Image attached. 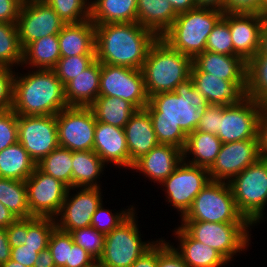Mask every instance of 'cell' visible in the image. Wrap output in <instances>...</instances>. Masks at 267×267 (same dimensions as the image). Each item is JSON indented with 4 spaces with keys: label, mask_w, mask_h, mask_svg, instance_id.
<instances>
[{
    "label": "cell",
    "mask_w": 267,
    "mask_h": 267,
    "mask_svg": "<svg viewBox=\"0 0 267 267\" xmlns=\"http://www.w3.org/2000/svg\"><path fill=\"white\" fill-rule=\"evenodd\" d=\"M133 212L124 222L106 234L104 251L97 264L100 267H131L156 241L141 240Z\"/></svg>",
    "instance_id": "9c48e42d"
},
{
    "label": "cell",
    "mask_w": 267,
    "mask_h": 267,
    "mask_svg": "<svg viewBox=\"0 0 267 267\" xmlns=\"http://www.w3.org/2000/svg\"><path fill=\"white\" fill-rule=\"evenodd\" d=\"M101 63L95 60L87 69L68 82L65 99L68 107H90L99 96Z\"/></svg>",
    "instance_id": "484cf974"
},
{
    "label": "cell",
    "mask_w": 267,
    "mask_h": 267,
    "mask_svg": "<svg viewBox=\"0 0 267 267\" xmlns=\"http://www.w3.org/2000/svg\"><path fill=\"white\" fill-rule=\"evenodd\" d=\"M35 167L36 162L19 142L0 151V177L25 181Z\"/></svg>",
    "instance_id": "1f68e13d"
},
{
    "label": "cell",
    "mask_w": 267,
    "mask_h": 267,
    "mask_svg": "<svg viewBox=\"0 0 267 267\" xmlns=\"http://www.w3.org/2000/svg\"><path fill=\"white\" fill-rule=\"evenodd\" d=\"M18 142V115L13 109L0 111V151Z\"/></svg>",
    "instance_id": "bcb514c9"
},
{
    "label": "cell",
    "mask_w": 267,
    "mask_h": 267,
    "mask_svg": "<svg viewBox=\"0 0 267 267\" xmlns=\"http://www.w3.org/2000/svg\"><path fill=\"white\" fill-rule=\"evenodd\" d=\"M11 249L6 228H0V266L11 258Z\"/></svg>",
    "instance_id": "680465c9"
},
{
    "label": "cell",
    "mask_w": 267,
    "mask_h": 267,
    "mask_svg": "<svg viewBox=\"0 0 267 267\" xmlns=\"http://www.w3.org/2000/svg\"><path fill=\"white\" fill-rule=\"evenodd\" d=\"M30 217L57 219L68 187L37 166L25 180Z\"/></svg>",
    "instance_id": "8fae6325"
},
{
    "label": "cell",
    "mask_w": 267,
    "mask_h": 267,
    "mask_svg": "<svg viewBox=\"0 0 267 267\" xmlns=\"http://www.w3.org/2000/svg\"><path fill=\"white\" fill-rule=\"evenodd\" d=\"M24 0H0V22L17 24Z\"/></svg>",
    "instance_id": "db71d44e"
},
{
    "label": "cell",
    "mask_w": 267,
    "mask_h": 267,
    "mask_svg": "<svg viewBox=\"0 0 267 267\" xmlns=\"http://www.w3.org/2000/svg\"><path fill=\"white\" fill-rule=\"evenodd\" d=\"M8 242L11 247L23 245L24 241V218H17L6 228Z\"/></svg>",
    "instance_id": "9f6ffc18"
},
{
    "label": "cell",
    "mask_w": 267,
    "mask_h": 267,
    "mask_svg": "<svg viewBox=\"0 0 267 267\" xmlns=\"http://www.w3.org/2000/svg\"><path fill=\"white\" fill-rule=\"evenodd\" d=\"M238 211L252 225L260 222L267 204V158L260 157L230 182Z\"/></svg>",
    "instance_id": "52a82bcc"
},
{
    "label": "cell",
    "mask_w": 267,
    "mask_h": 267,
    "mask_svg": "<svg viewBox=\"0 0 267 267\" xmlns=\"http://www.w3.org/2000/svg\"><path fill=\"white\" fill-rule=\"evenodd\" d=\"M258 149L262 158H267V106H265L258 119Z\"/></svg>",
    "instance_id": "11a10c76"
},
{
    "label": "cell",
    "mask_w": 267,
    "mask_h": 267,
    "mask_svg": "<svg viewBox=\"0 0 267 267\" xmlns=\"http://www.w3.org/2000/svg\"><path fill=\"white\" fill-rule=\"evenodd\" d=\"M70 234L73 243L85 249L98 262L104 251L106 235L92 226L74 230Z\"/></svg>",
    "instance_id": "b9f144b4"
},
{
    "label": "cell",
    "mask_w": 267,
    "mask_h": 267,
    "mask_svg": "<svg viewBox=\"0 0 267 267\" xmlns=\"http://www.w3.org/2000/svg\"><path fill=\"white\" fill-rule=\"evenodd\" d=\"M77 194L69 196L68 188L62 204L59 219H55L56 227L67 233L91 226L92 215L102 201L100 187H81ZM72 197V198H71Z\"/></svg>",
    "instance_id": "ac0fdd59"
},
{
    "label": "cell",
    "mask_w": 267,
    "mask_h": 267,
    "mask_svg": "<svg viewBox=\"0 0 267 267\" xmlns=\"http://www.w3.org/2000/svg\"><path fill=\"white\" fill-rule=\"evenodd\" d=\"M95 151L102 161L130 168V156L126 144L124 128L96 121L94 133Z\"/></svg>",
    "instance_id": "44dd1931"
},
{
    "label": "cell",
    "mask_w": 267,
    "mask_h": 267,
    "mask_svg": "<svg viewBox=\"0 0 267 267\" xmlns=\"http://www.w3.org/2000/svg\"><path fill=\"white\" fill-rule=\"evenodd\" d=\"M58 41L61 57L95 55V24L90 19L65 24Z\"/></svg>",
    "instance_id": "d4e9b609"
},
{
    "label": "cell",
    "mask_w": 267,
    "mask_h": 267,
    "mask_svg": "<svg viewBox=\"0 0 267 267\" xmlns=\"http://www.w3.org/2000/svg\"><path fill=\"white\" fill-rule=\"evenodd\" d=\"M22 58L17 24L0 22V65L12 68L21 64Z\"/></svg>",
    "instance_id": "74e56055"
},
{
    "label": "cell",
    "mask_w": 267,
    "mask_h": 267,
    "mask_svg": "<svg viewBox=\"0 0 267 267\" xmlns=\"http://www.w3.org/2000/svg\"><path fill=\"white\" fill-rule=\"evenodd\" d=\"M126 144L133 164L160 143L157 140L149 113L145 109L136 110L124 127Z\"/></svg>",
    "instance_id": "603a6c76"
},
{
    "label": "cell",
    "mask_w": 267,
    "mask_h": 267,
    "mask_svg": "<svg viewBox=\"0 0 267 267\" xmlns=\"http://www.w3.org/2000/svg\"><path fill=\"white\" fill-rule=\"evenodd\" d=\"M208 105L189 78L180 83L175 91L150 96L144 109L150 115L158 142L183 150L187 135L196 130Z\"/></svg>",
    "instance_id": "6da1fadb"
},
{
    "label": "cell",
    "mask_w": 267,
    "mask_h": 267,
    "mask_svg": "<svg viewBox=\"0 0 267 267\" xmlns=\"http://www.w3.org/2000/svg\"><path fill=\"white\" fill-rule=\"evenodd\" d=\"M182 221L250 223L238 211L228 182L211 180L196 195Z\"/></svg>",
    "instance_id": "8992f818"
},
{
    "label": "cell",
    "mask_w": 267,
    "mask_h": 267,
    "mask_svg": "<svg viewBox=\"0 0 267 267\" xmlns=\"http://www.w3.org/2000/svg\"><path fill=\"white\" fill-rule=\"evenodd\" d=\"M73 239L70 233L63 232L57 227L50 235L48 249L52 254L56 267H64L68 261L69 246H72Z\"/></svg>",
    "instance_id": "f6af8a7d"
},
{
    "label": "cell",
    "mask_w": 267,
    "mask_h": 267,
    "mask_svg": "<svg viewBox=\"0 0 267 267\" xmlns=\"http://www.w3.org/2000/svg\"><path fill=\"white\" fill-rule=\"evenodd\" d=\"M158 36L138 22L95 24V56L102 64L141 69Z\"/></svg>",
    "instance_id": "7a4b0ae2"
},
{
    "label": "cell",
    "mask_w": 267,
    "mask_h": 267,
    "mask_svg": "<svg viewBox=\"0 0 267 267\" xmlns=\"http://www.w3.org/2000/svg\"><path fill=\"white\" fill-rule=\"evenodd\" d=\"M94 24L137 22V0L90 1V18Z\"/></svg>",
    "instance_id": "f546056e"
},
{
    "label": "cell",
    "mask_w": 267,
    "mask_h": 267,
    "mask_svg": "<svg viewBox=\"0 0 267 267\" xmlns=\"http://www.w3.org/2000/svg\"><path fill=\"white\" fill-rule=\"evenodd\" d=\"M96 60L95 55H78L61 57L52 69L65 86L73 78L82 73Z\"/></svg>",
    "instance_id": "60d3db41"
},
{
    "label": "cell",
    "mask_w": 267,
    "mask_h": 267,
    "mask_svg": "<svg viewBox=\"0 0 267 267\" xmlns=\"http://www.w3.org/2000/svg\"><path fill=\"white\" fill-rule=\"evenodd\" d=\"M18 142L37 164L59 146L56 115L18 116Z\"/></svg>",
    "instance_id": "2e32d148"
},
{
    "label": "cell",
    "mask_w": 267,
    "mask_h": 267,
    "mask_svg": "<svg viewBox=\"0 0 267 267\" xmlns=\"http://www.w3.org/2000/svg\"><path fill=\"white\" fill-rule=\"evenodd\" d=\"M66 23L41 0H24L17 20L19 40L24 49L29 43L58 35Z\"/></svg>",
    "instance_id": "9a60e30c"
},
{
    "label": "cell",
    "mask_w": 267,
    "mask_h": 267,
    "mask_svg": "<svg viewBox=\"0 0 267 267\" xmlns=\"http://www.w3.org/2000/svg\"><path fill=\"white\" fill-rule=\"evenodd\" d=\"M0 202L17 218L30 217L25 181L0 177Z\"/></svg>",
    "instance_id": "d590c367"
},
{
    "label": "cell",
    "mask_w": 267,
    "mask_h": 267,
    "mask_svg": "<svg viewBox=\"0 0 267 267\" xmlns=\"http://www.w3.org/2000/svg\"><path fill=\"white\" fill-rule=\"evenodd\" d=\"M157 267H188L173 245L157 240Z\"/></svg>",
    "instance_id": "c3c4849f"
},
{
    "label": "cell",
    "mask_w": 267,
    "mask_h": 267,
    "mask_svg": "<svg viewBox=\"0 0 267 267\" xmlns=\"http://www.w3.org/2000/svg\"><path fill=\"white\" fill-rule=\"evenodd\" d=\"M197 7L218 9L224 12V0H195Z\"/></svg>",
    "instance_id": "be15d7a7"
},
{
    "label": "cell",
    "mask_w": 267,
    "mask_h": 267,
    "mask_svg": "<svg viewBox=\"0 0 267 267\" xmlns=\"http://www.w3.org/2000/svg\"><path fill=\"white\" fill-rule=\"evenodd\" d=\"M246 95L267 106V54L260 51L246 62Z\"/></svg>",
    "instance_id": "e575fe53"
},
{
    "label": "cell",
    "mask_w": 267,
    "mask_h": 267,
    "mask_svg": "<svg viewBox=\"0 0 267 267\" xmlns=\"http://www.w3.org/2000/svg\"><path fill=\"white\" fill-rule=\"evenodd\" d=\"M96 121L124 128L136 108L128 101L111 96H98L90 106Z\"/></svg>",
    "instance_id": "836d02e7"
},
{
    "label": "cell",
    "mask_w": 267,
    "mask_h": 267,
    "mask_svg": "<svg viewBox=\"0 0 267 267\" xmlns=\"http://www.w3.org/2000/svg\"><path fill=\"white\" fill-rule=\"evenodd\" d=\"M223 105L209 104L204 110L196 130L216 135L219 132V109Z\"/></svg>",
    "instance_id": "681fc988"
},
{
    "label": "cell",
    "mask_w": 267,
    "mask_h": 267,
    "mask_svg": "<svg viewBox=\"0 0 267 267\" xmlns=\"http://www.w3.org/2000/svg\"><path fill=\"white\" fill-rule=\"evenodd\" d=\"M182 160V149L171 144H159L138 159L132 169L144 173L146 177L154 180V183L155 181L162 183Z\"/></svg>",
    "instance_id": "7402d4cb"
},
{
    "label": "cell",
    "mask_w": 267,
    "mask_h": 267,
    "mask_svg": "<svg viewBox=\"0 0 267 267\" xmlns=\"http://www.w3.org/2000/svg\"><path fill=\"white\" fill-rule=\"evenodd\" d=\"M229 25L233 42V56L245 62L259 52L260 32L264 18L258 14L224 13L222 17Z\"/></svg>",
    "instance_id": "d6986e66"
},
{
    "label": "cell",
    "mask_w": 267,
    "mask_h": 267,
    "mask_svg": "<svg viewBox=\"0 0 267 267\" xmlns=\"http://www.w3.org/2000/svg\"><path fill=\"white\" fill-rule=\"evenodd\" d=\"M259 51L267 54V18H264L260 32V48Z\"/></svg>",
    "instance_id": "e7e4bbea"
},
{
    "label": "cell",
    "mask_w": 267,
    "mask_h": 267,
    "mask_svg": "<svg viewBox=\"0 0 267 267\" xmlns=\"http://www.w3.org/2000/svg\"><path fill=\"white\" fill-rule=\"evenodd\" d=\"M177 15L168 0H137V22L158 37L173 24Z\"/></svg>",
    "instance_id": "83f0119b"
},
{
    "label": "cell",
    "mask_w": 267,
    "mask_h": 267,
    "mask_svg": "<svg viewBox=\"0 0 267 267\" xmlns=\"http://www.w3.org/2000/svg\"><path fill=\"white\" fill-rule=\"evenodd\" d=\"M56 119L59 146L71 151L93 150L96 118L90 107H67Z\"/></svg>",
    "instance_id": "7c38bea8"
},
{
    "label": "cell",
    "mask_w": 267,
    "mask_h": 267,
    "mask_svg": "<svg viewBox=\"0 0 267 267\" xmlns=\"http://www.w3.org/2000/svg\"><path fill=\"white\" fill-rule=\"evenodd\" d=\"M102 202L97 207L96 212L92 215L91 226L97 229L103 234H109L113 229L118 227L122 222H124L134 211V207L128 208L125 211L117 212L112 214L107 209H104Z\"/></svg>",
    "instance_id": "ee69618b"
},
{
    "label": "cell",
    "mask_w": 267,
    "mask_h": 267,
    "mask_svg": "<svg viewBox=\"0 0 267 267\" xmlns=\"http://www.w3.org/2000/svg\"><path fill=\"white\" fill-rule=\"evenodd\" d=\"M196 90L208 104L229 106L247 98L246 82H230L201 72L193 63L190 71Z\"/></svg>",
    "instance_id": "ffe728a7"
},
{
    "label": "cell",
    "mask_w": 267,
    "mask_h": 267,
    "mask_svg": "<svg viewBox=\"0 0 267 267\" xmlns=\"http://www.w3.org/2000/svg\"><path fill=\"white\" fill-rule=\"evenodd\" d=\"M211 181L206 168L182 162L161 184L166 187L167 201L181 212V218L190 209L196 195Z\"/></svg>",
    "instance_id": "5bb4252c"
},
{
    "label": "cell",
    "mask_w": 267,
    "mask_h": 267,
    "mask_svg": "<svg viewBox=\"0 0 267 267\" xmlns=\"http://www.w3.org/2000/svg\"><path fill=\"white\" fill-rule=\"evenodd\" d=\"M181 227L196 241L218 251L228 262L249 246L251 223L182 221ZM249 227V228H248Z\"/></svg>",
    "instance_id": "ba28073f"
},
{
    "label": "cell",
    "mask_w": 267,
    "mask_h": 267,
    "mask_svg": "<svg viewBox=\"0 0 267 267\" xmlns=\"http://www.w3.org/2000/svg\"><path fill=\"white\" fill-rule=\"evenodd\" d=\"M61 58L58 35H50L29 43L23 49L22 65L52 70Z\"/></svg>",
    "instance_id": "d6a6232c"
},
{
    "label": "cell",
    "mask_w": 267,
    "mask_h": 267,
    "mask_svg": "<svg viewBox=\"0 0 267 267\" xmlns=\"http://www.w3.org/2000/svg\"><path fill=\"white\" fill-rule=\"evenodd\" d=\"M15 75L13 111L18 116L57 115L68 107L65 88L53 70Z\"/></svg>",
    "instance_id": "3957f363"
},
{
    "label": "cell",
    "mask_w": 267,
    "mask_h": 267,
    "mask_svg": "<svg viewBox=\"0 0 267 267\" xmlns=\"http://www.w3.org/2000/svg\"><path fill=\"white\" fill-rule=\"evenodd\" d=\"M51 6L66 23H80L90 18V2L88 0H41Z\"/></svg>",
    "instance_id": "ab89813d"
},
{
    "label": "cell",
    "mask_w": 267,
    "mask_h": 267,
    "mask_svg": "<svg viewBox=\"0 0 267 267\" xmlns=\"http://www.w3.org/2000/svg\"><path fill=\"white\" fill-rule=\"evenodd\" d=\"M205 51L233 56V42L228 23L221 18L208 36Z\"/></svg>",
    "instance_id": "7bdbcfd3"
},
{
    "label": "cell",
    "mask_w": 267,
    "mask_h": 267,
    "mask_svg": "<svg viewBox=\"0 0 267 267\" xmlns=\"http://www.w3.org/2000/svg\"><path fill=\"white\" fill-rule=\"evenodd\" d=\"M105 163L93 150L72 151V188L101 187L97 179L102 173Z\"/></svg>",
    "instance_id": "4dcf8cb0"
},
{
    "label": "cell",
    "mask_w": 267,
    "mask_h": 267,
    "mask_svg": "<svg viewBox=\"0 0 267 267\" xmlns=\"http://www.w3.org/2000/svg\"><path fill=\"white\" fill-rule=\"evenodd\" d=\"M260 157L258 139L222 143L216 161L208 170L210 179L229 183L237 174L254 164Z\"/></svg>",
    "instance_id": "e0dca14e"
},
{
    "label": "cell",
    "mask_w": 267,
    "mask_h": 267,
    "mask_svg": "<svg viewBox=\"0 0 267 267\" xmlns=\"http://www.w3.org/2000/svg\"><path fill=\"white\" fill-rule=\"evenodd\" d=\"M174 231L180 241L179 248L174 249L188 267H221L228 264L218 251L193 239L181 226Z\"/></svg>",
    "instance_id": "4316f807"
},
{
    "label": "cell",
    "mask_w": 267,
    "mask_h": 267,
    "mask_svg": "<svg viewBox=\"0 0 267 267\" xmlns=\"http://www.w3.org/2000/svg\"><path fill=\"white\" fill-rule=\"evenodd\" d=\"M131 267H157V240Z\"/></svg>",
    "instance_id": "6f0895ef"
},
{
    "label": "cell",
    "mask_w": 267,
    "mask_h": 267,
    "mask_svg": "<svg viewBox=\"0 0 267 267\" xmlns=\"http://www.w3.org/2000/svg\"><path fill=\"white\" fill-rule=\"evenodd\" d=\"M11 248L10 259L19 262L26 267H33L36 259L38 258L39 252L46 249L26 247L25 244Z\"/></svg>",
    "instance_id": "816d5d0a"
},
{
    "label": "cell",
    "mask_w": 267,
    "mask_h": 267,
    "mask_svg": "<svg viewBox=\"0 0 267 267\" xmlns=\"http://www.w3.org/2000/svg\"><path fill=\"white\" fill-rule=\"evenodd\" d=\"M223 14L221 10L204 7L180 13L160 38L193 60L205 51L208 36Z\"/></svg>",
    "instance_id": "5b68a950"
},
{
    "label": "cell",
    "mask_w": 267,
    "mask_h": 267,
    "mask_svg": "<svg viewBox=\"0 0 267 267\" xmlns=\"http://www.w3.org/2000/svg\"><path fill=\"white\" fill-rule=\"evenodd\" d=\"M97 261L81 246H69L68 261L64 267H93Z\"/></svg>",
    "instance_id": "f907efd6"
},
{
    "label": "cell",
    "mask_w": 267,
    "mask_h": 267,
    "mask_svg": "<svg viewBox=\"0 0 267 267\" xmlns=\"http://www.w3.org/2000/svg\"><path fill=\"white\" fill-rule=\"evenodd\" d=\"M257 14L262 18H267V0H261L259 12Z\"/></svg>",
    "instance_id": "03108f58"
},
{
    "label": "cell",
    "mask_w": 267,
    "mask_h": 267,
    "mask_svg": "<svg viewBox=\"0 0 267 267\" xmlns=\"http://www.w3.org/2000/svg\"><path fill=\"white\" fill-rule=\"evenodd\" d=\"M192 63L210 76L230 82H246V62L239 56L204 51Z\"/></svg>",
    "instance_id": "cb8c5ba5"
},
{
    "label": "cell",
    "mask_w": 267,
    "mask_h": 267,
    "mask_svg": "<svg viewBox=\"0 0 267 267\" xmlns=\"http://www.w3.org/2000/svg\"><path fill=\"white\" fill-rule=\"evenodd\" d=\"M261 0H224V13L257 14Z\"/></svg>",
    "instance_id": "f5cc1de1"
},
{
    "label": "cell",
    "mask_w": 267,
    "mask_h": 267,
    "mask_svg": "<svg viewBox=\"0 0 267 267\" xmlns=\"http://www.w3.org/2000/svg\"><path fill=\"white\" fill-rule=\"evenodd\" d=\"M177 14L187 12L197 7L195 0H168Z\"/></svg>",
    "instance_id": "94428289"
},
{
    "label": "cell",
    "mask_w": 267,
    "mask_h": 267,
    "mask_svg": "<svg viewBox=\"0 0 267 267\" xmlns=\"http://www.w3.org/2000/svg\"><path fill=\"white\" fill-rule=\"evenodd\" d=\"M13 68L0 65V111L12 109L14 79L16 73Z\"/></svg>",
    "instance_id": "7dc6e473"
},
{
    "label": "cell",
    "mask_w": 267,
    "mask_h": 267,
    "mask_svg": "<svg viewBox=\"0 0 267 267\" xmlns=\"http://www.w3.org/2000/svg\"><path fill=\"white\" fill-rule=\"evenodd\" d=\"M99 96L118 97L137 110L149 103L141 69L101 63Z\"/></svg>",
    "instance_id": "30bf717a"
},
{
    "label": "cell",
    "mask_w": 267,
    "mask_h": 267,
    "mask_svg": "<svg viewBox=\"0 0 267 267\" xmlns=\"http://www.w3.org/2000/svg\"><path fill=\"white\" fill-rule=\"evenodd\" d=\"M17 217L0 202V228H7Z\"/></svg>",
    "instance_id": "6125c7cd"
},
{
    "label": "cell",
    "mask_w": 267,
    "mask_h": 267,
    "mask_svg": "<svg viewBox=\"0 0 267 267\" xmlns=\"http://www.w3.org/2000/svg\"><path fill=\"white\" fill-rule=\"evenodd\" d=\"M56 228L53 218H24V241L26 247L48 248L50 235Z\"/></svg>",
    "instance_id": "f35d334b"
},
{
    "label": "cell",
    "mask_w": 267,
    "mask_h": 267,
    "mask_svg": "<svg viewBox=\"0 0 267 267\" xmlns=\"http://www.w3.org/2000/svg\"><path fill=\"white\" fill-rule=\"evenodd\" d=\"M221 146L222 141L217 135L195 130L187 135L186 144L182 150L183 160L186 161L187 155L192 153L193 158L187 163L209 170L216 161Z\"/></svg>",
    "instance_id": "f1b7e54d"
},
{
    "label": "cell",
    "mask_w": 267,
    "mask_h": 267,
    "mask_svg": "<svg viewBox=\"0 0 267 267\" xmlns=\"http://www.w3.org/2000/svg\"><path fill=\"white\" fill-rule=\"evenodd\" d=\"M0 267H26V266L12 259H9L6 263L2 264Z\"/></svg>",
    "instance_id": "003e7915"
},
{
    "label": "cell",
    "mask_w": 267,
    "mask_h": 267,
    "mask_svg": "<svg viewBox=\"0 0 267 267\" xmlns=\"http://www.w3.org/2000/svg\"><path fill=\"white\" fill-rule=\"evenodd\" d=\"M191 66L190 57L158 37L151 45L141 68L148 97L175 91L180 83L190 78Z\"/></svg>",
    "instance_id": "277c9868"
},
{
    "label": "cell",
    "mask_w": 267,
    "mask_h": 267,
    "mask_svg": "<svg viewBox=\"0 0 267 267\" xmlns=\"http://www.w3.org/2000/svg\"><path fill=\"white\" fill-rule=\"evenodd\" d=\"M33 267H56L48 248L39 252Z\"/></svg>",
    "instance_id": "91938a15"
},
{
    "label": "cell",
    "mask_w": 267,
    "mask_h": 267,
    "mask_svg": "<svg viewBox=\"0 0 267 267\" xmlns=\"http://www.w3.org/2000/svg\"><path fill=\"white\" fill-rule=\"evenodd\" d=\"M36 166L44 173L72 188V151L58 146L42 158Z\"/></svg>",
    "instance_id": "8d00e7d4"
},
{
    "label": "cell",
    "mask_w": 267,
    "mask_h": 267,
    "mask_svg": "<svg viewBox=\"0 0 267 267\" xmlns=\"http://www.w3.org/2000/svg\"><path fill=\"white\" fill-rule=\"evenodd\" d=\"M265 105L246 98L239 104L219 109V132L222 143L257 139L258 119Z\"/></svg>",
    "instance_id": "4fadbf2b"
}]
</instances>
